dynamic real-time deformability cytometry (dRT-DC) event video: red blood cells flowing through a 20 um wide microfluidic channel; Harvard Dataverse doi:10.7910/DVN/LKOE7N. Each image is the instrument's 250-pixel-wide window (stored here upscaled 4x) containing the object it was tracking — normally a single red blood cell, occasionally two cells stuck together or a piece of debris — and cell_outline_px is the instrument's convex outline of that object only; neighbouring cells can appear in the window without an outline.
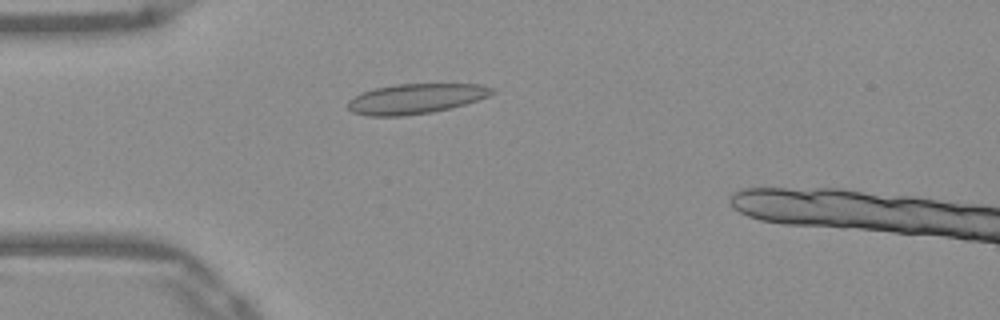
{"species": "Egyptian fruit bat (a non-hibernating species)", "species_latin": "Rousettus aegyptiacus", "temperature_condition": "warm", "stored_images_in_passage": 48, "camera_frame_rate_fps": 3000, "um_per_image_px": 0.085, "frame": {"image": 1, "passage_image": 14, "time_ms": 4.333, "image_size_px": [1000, 320], "cell_outline_px": [[496, 92], [488, 96], [464, 104], [432, 112], [400, 116], [368, 116], [352, 112], [348, 108], [348, 100], [360, 92], [376, 88], [396, 84], [480, 84], [492, 88]], "centroid_in_image_um": [35.29, 8.39], "position_along_channel_um": 49.7, "area_um2": 25.09}}
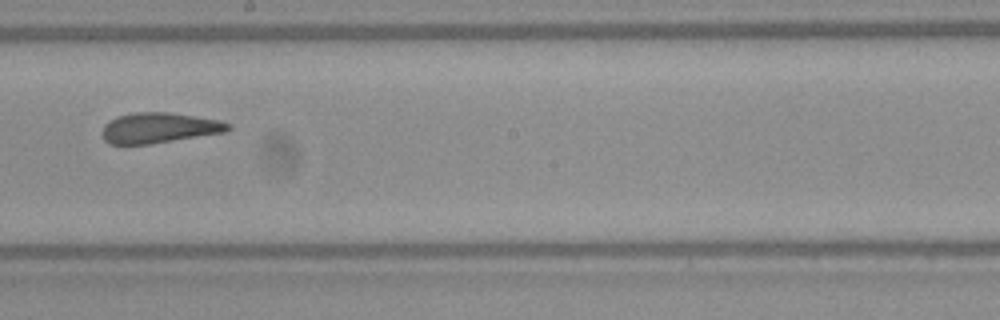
{"frame": {"image": 2, "passage_image": 29, "time_ms": 9.333, "image_size_px": [1000, 320], "cell_outline_px": [[232, 128], [228, 132], [148, 144], [108, 144], [104, 140], [104, 124], [108, 120], [116, 116], [136, 112], [168, 112], [220, 120], [232, 124]], "centroid_in_image_um": [13.56, 10.86], "position_along_channel_um": 234.6, "area_um2": 22.37}}
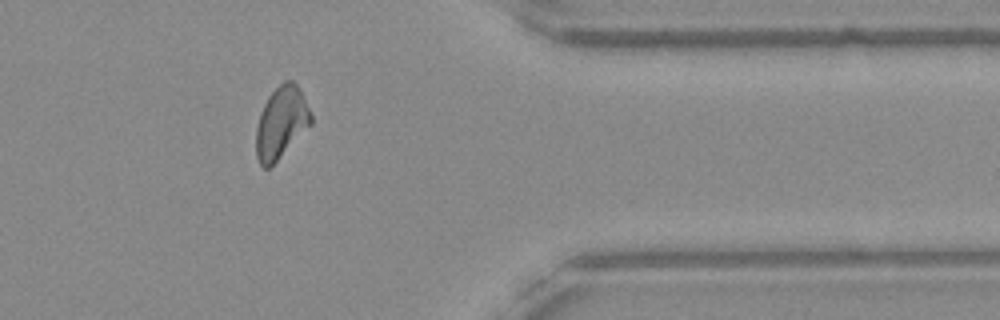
{"frame": {"image": 3, "passage_image": 42, "time_ms": 13.667, "image_size_px": [1000, 320], "cell_outline_px": [[312, 124], [268, 168], [264, 168], [260, 164], [256, 156], [256, 128], [260, 112], [268, 96], [284, 80], [292, 80], [296, 84], [312, 116]], "centroid_in_image_um": [23.88, 10.41], "position_along_channel_um": 387.5, "area_um2": 22.48}}